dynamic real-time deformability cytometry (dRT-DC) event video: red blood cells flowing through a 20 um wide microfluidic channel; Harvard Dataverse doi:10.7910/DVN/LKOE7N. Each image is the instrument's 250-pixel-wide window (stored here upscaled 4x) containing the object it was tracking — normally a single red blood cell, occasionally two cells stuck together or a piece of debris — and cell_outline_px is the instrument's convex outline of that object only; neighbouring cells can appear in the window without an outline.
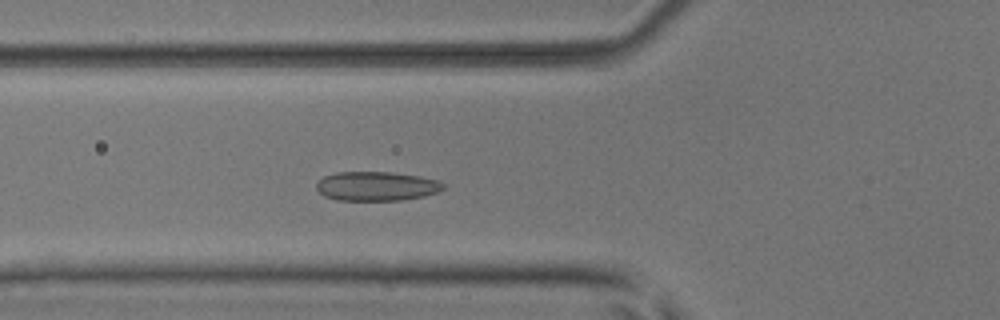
{"species": "common noctule bat (a hibernating species)", "species_latin": "Nyctalus noctula", "temperature_condition": "room temperature", "stored_images_in_passage": 50, "camera_frame_rate_fps": 3000, "um_per_image_px": 0.085, "animal": {"sex": "male", "body_mass_g": 17.9, "forearm_length_mm": 54.2}, "frame": {"image": 1, "passage_image": 17, "time_ms": 5.333, "image_size_px": [1000, 320], "cell_outline_px": [[444, 188], [440, 192], [424, 196], [400, 200], [336, 200], [324, 196], [316, 188], [316, 184], [324, 176], [336, 172], [392, 172], [420, 176], [436, 180], [444, 184]], "centroid_in_image_um": [32.01, 15.82], "position_along_channel_um": 93.8, "area_um2": 21.62}}
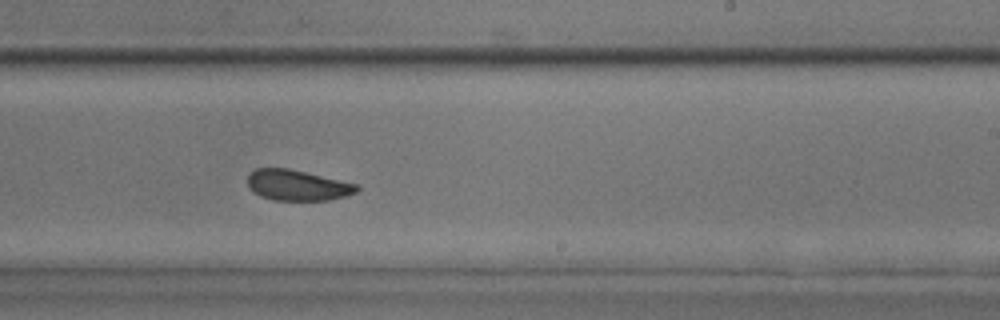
{"frame": {"image": 2, "passage_image": 30, "time_ms": 9.667, "image_size_px": [1000, 320], "cell_outline_px": [[360, 188], [356, 192], [348, 196], [328, 200], [272, 200], [260, 196], [248, 184], [248, 172], [256, 168], [288, 168], [360, 184]], "centroid_in_image_um": [25.33, 15.74], "position_along_channel_um": 263.7, "area_um2": 19.65}}
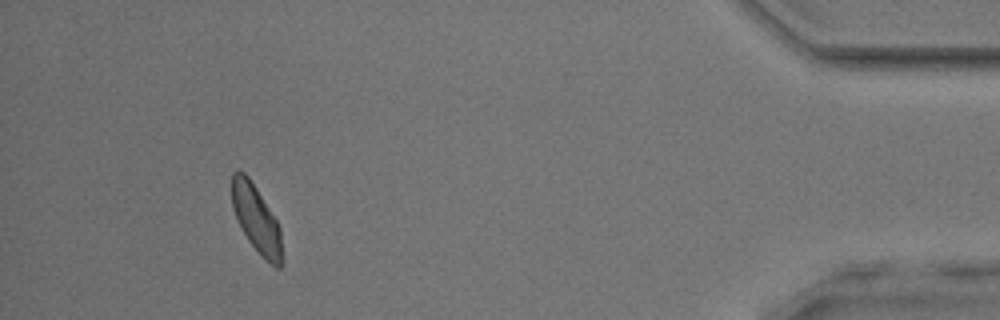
{"frame": {"image": 3, "passage_image": 46, "time_ms": 15.0, "image_size_px": [1000, 320], "cell_outline_px": [[280, 268], [276, 268], [264, 260], [248, 240], [240, 228], [232, 208], [232, 172], [236, 168], [240, 168], [248, 176], [256, 188], [276, 220], [280, 228]], "centroid_in_image_um": [21.73, 18.57], "position_along_channel_um": 413.5, "area_um2": 19.48}, "authors_computed_cell_mechanics": {"area_um2": 20.4034, "velocity_mm_per_s": 3.9324, "shape_relaxation_time_tau1_ms": 2.6914, "shape_relaxation_time_tau2_ms": 1.5651, "deformation_change_tau1": 0.07, "deformation_change_tau2": 0.0592}}